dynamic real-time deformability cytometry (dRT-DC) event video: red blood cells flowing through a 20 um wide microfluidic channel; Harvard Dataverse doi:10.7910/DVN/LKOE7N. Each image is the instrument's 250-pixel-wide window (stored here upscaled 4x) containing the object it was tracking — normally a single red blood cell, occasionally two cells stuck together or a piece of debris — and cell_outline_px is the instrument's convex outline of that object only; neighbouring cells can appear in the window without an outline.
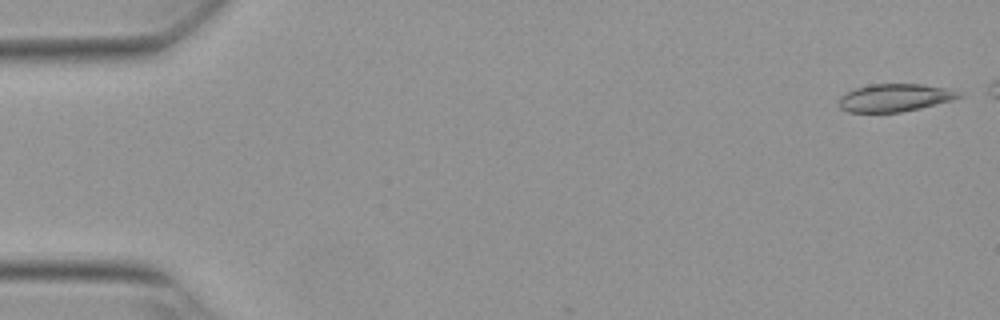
{"species": "Egyptian fruit bat (a non-hibernating species)", "species_latin": "Rousettus aegyptiacus", "temperature_condition": "warm", "stored_images_in_passage": 7, "camera_frame_rate_fps": 3000, "um_per_image_px": 0.085, "animal": {"sex": "female"}, "frame": {"image": 1, "passage_image": 1, "time_ms": 0.0, "image_size_px": [1000, 320], "cell_outline_px": [[964, 96], [952, 100], [920, 108], [900, 112], [848, 112], [840, 108], [840, 96], [856, 88], [872, 84], [924, 84], [956, 88], [964, 92]], "centroid_in_image_um": [76.18, 8.29], "position_along_channel_um": 8.8, "area_um2": 19.65}}